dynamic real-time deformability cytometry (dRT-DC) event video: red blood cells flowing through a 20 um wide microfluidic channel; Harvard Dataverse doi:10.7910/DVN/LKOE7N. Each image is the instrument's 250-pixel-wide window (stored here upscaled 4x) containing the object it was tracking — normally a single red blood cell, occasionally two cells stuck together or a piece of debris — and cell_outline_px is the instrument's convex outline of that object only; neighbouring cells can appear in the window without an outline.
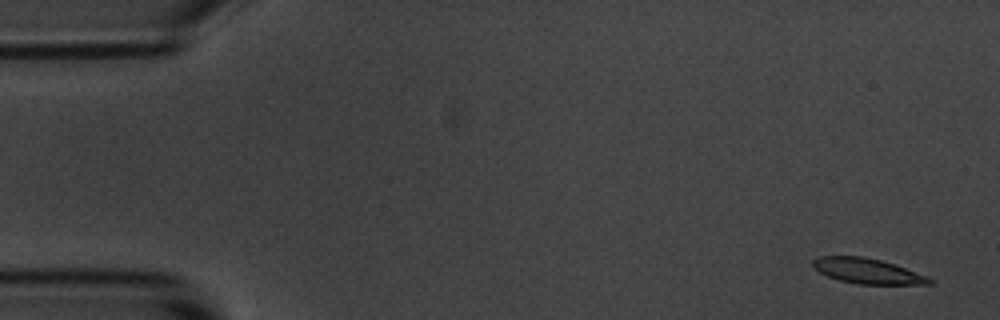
{"species": "common noctule bat (a hibernating species)", "species_latin": "Nyctalus noctula", "temperature_condition": "room temperature", "stored_images_in_passage": 5, "camera_frame_rate_fps": 3000, "um_per_image_px": 0.085, "animal": {"sex": "male", "body_mass_g": 20.1, "forearm_length_mm": 53.5}, "frame": {"image": 1, "passage_image": 1, "time_ms": 0.0, "image_size_px": [1000, 320], "cell_outline_px": [[932, 284], [860, 284], [840, 280], [828, 276], [820, 272], [812, 264], [812, 260], [816, 256], [864, 256], [896, 264], [928, 276], [932, 280]], "centroid_in_image_um": [73.75, 23.02], "position_along_channel_um": 11.3, "area_um2": 17.11}}
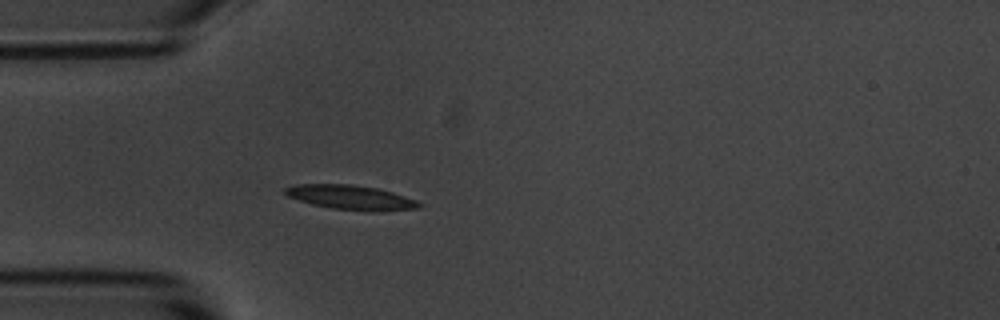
{"frame": {"image": 2, "passage_image": 5, "time_ms": 4.333, "image_size_px": [1000, 320], "cell_outline_px": [[424, 204], [420, 208], [376, 212], [372, 212], [332, 208], [312, 204], [288, 196], [284, 192], [284, 188], [296, 184], [348, 184], [376, 188], [392, 192], [416, 200]], "centroid_in_image_um": [29.86, 16.79], "position_along_channel_um": 55.1, "area_um2": 19.07}}